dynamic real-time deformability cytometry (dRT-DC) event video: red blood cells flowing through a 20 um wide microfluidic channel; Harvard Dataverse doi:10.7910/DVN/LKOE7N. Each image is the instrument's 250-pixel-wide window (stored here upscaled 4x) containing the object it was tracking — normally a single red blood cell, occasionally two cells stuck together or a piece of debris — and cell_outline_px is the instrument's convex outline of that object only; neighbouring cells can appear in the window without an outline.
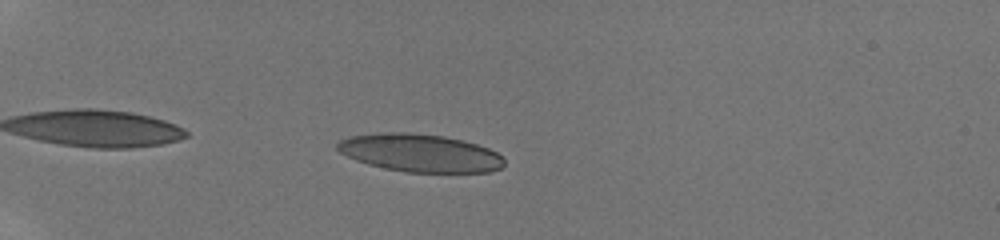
{"species": "human", "species_latin": "Homo sapiens", "temperature_condition": "room temperature", "stored_images_in_passage": 23, "camera_frame_rate_fps": 3000, "um_per_image_px": 0.085, "donor": {"sex": "male"}, "frame": {"image": 1, "passage_image": 6, "time_ms": 4.667, "image_size_px": [1000, 240], "cell_outline_px": [[504, 164], [500, 168], [488, 172], [404, 172], [384, 168], [368, 164], [356, 160], [340, 152], [336, 148], [336, 144], [340, 140], [352, 136], [380, 132], [408, 132], [444, 136], [476, 144], [488, 148], [496, 152], [504, 160]], "centroid_in_image_um": [35.67, 13.0], "position_along_channel_um": 49.3, "area_um2": 36.65}}
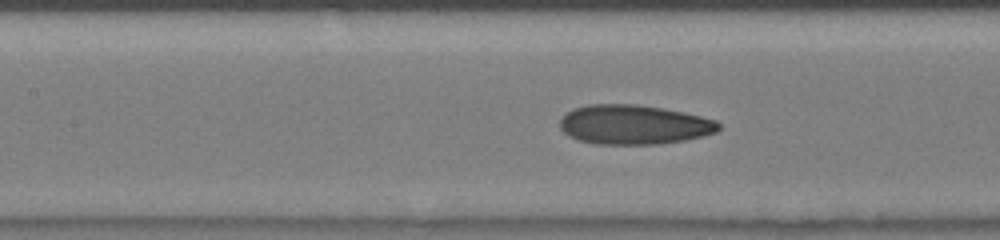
{"frame": {"image": 2, "passage_image": 14, "time_ms": 8.333, "image_size_px": [1000, 240], "cell_outline_px": [[720, 128], [716, 132], [704, 136], [684, 140], [660, 144], [596, 144], [580, 140], [568, 136], [560, 128], [560, 120], [568, 112], [576, 108], [588, 104], [636, 104], [684, 112], [716, 120], [720, 124]], "centroid_in_image_um": [53.9, 10.6], "position_along_channel_um": 153.5, "area_um2": 36.41}}
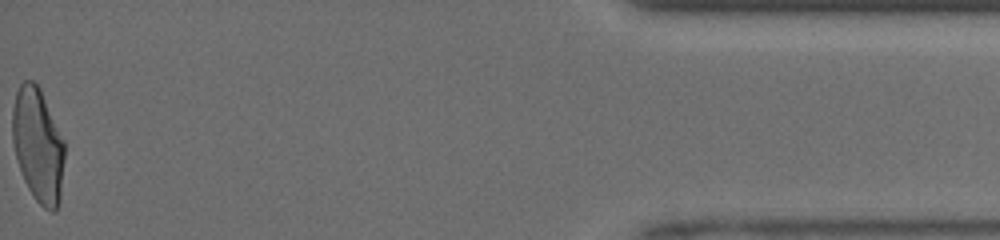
{"frame": {"image": 3, "passage_image": 23, "time_ms": 16.667, "image_size_px": [1000, 240], "cell_outline_px": [[64, 160], [60, 200], [56, 208], [52, 212], [44, 208], [36, 200], [28, 188], [24, 180], [16, 156], [12, 140], [12, 108], [16, 92], [20, 84], [24, 80], [32, 80], [40, 88], [64, 140]], "centroid_in_image_um": [3.22, 12.32], "position_along_channel_um": 432.0, "area_um2": 34.56}, "authors_computed_cell_mechanics": {"area_um2": 36.8186, "velocity_mm_per_s": 4.1596, "shape_relaxation_time_tau1_ms": null, "shape_relaxation_time_tau2_ms": 1.4418, "deformation_change_tau1": null, "deformation_change_tau2": 0.0902}}